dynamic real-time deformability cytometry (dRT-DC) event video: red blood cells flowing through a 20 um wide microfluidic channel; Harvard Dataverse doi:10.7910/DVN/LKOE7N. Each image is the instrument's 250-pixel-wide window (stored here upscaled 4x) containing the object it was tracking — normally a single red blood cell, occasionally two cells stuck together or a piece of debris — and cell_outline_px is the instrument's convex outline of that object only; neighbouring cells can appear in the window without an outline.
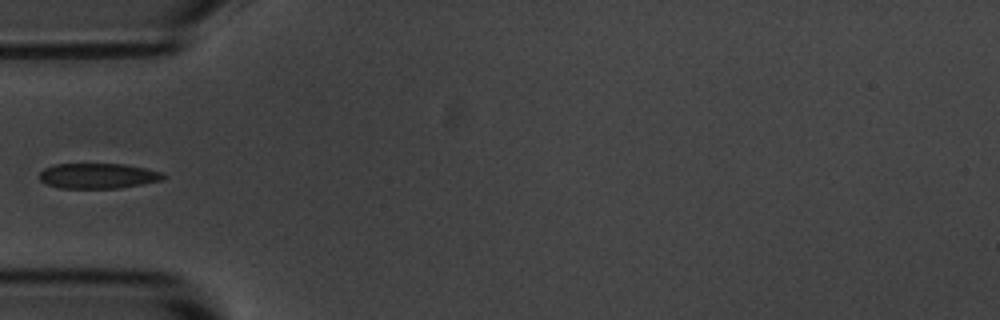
{"species": "common noctule bat (a hibernating species)", "species_latin": "Nyctalus noctula", "temperature_condition": "room temperature", "stored_images_in_passage": 5, "camera_frame_rate_fps": 3000, "um_per_image_px": 0.085, "animal": {"sex": "male", "body_mass_g": 20.1, "forearm_length_mm": 53.5}, "frame": {"image": 1, "passage_image": 4, "time_ms": 3.667, "image_size_px": [1000, 320], "cell_outline_px": [[168, 176], [164, 180], [120, 188], [60, 188], [48, 184], [40, 180], [40, 172], [44, 168], [56, 164], [124, 164], [164, 172]], "centroid_in_image_um": [8.39, 14.95], "position_along_channel_um": 76.6, "area_um2": 18.32}}